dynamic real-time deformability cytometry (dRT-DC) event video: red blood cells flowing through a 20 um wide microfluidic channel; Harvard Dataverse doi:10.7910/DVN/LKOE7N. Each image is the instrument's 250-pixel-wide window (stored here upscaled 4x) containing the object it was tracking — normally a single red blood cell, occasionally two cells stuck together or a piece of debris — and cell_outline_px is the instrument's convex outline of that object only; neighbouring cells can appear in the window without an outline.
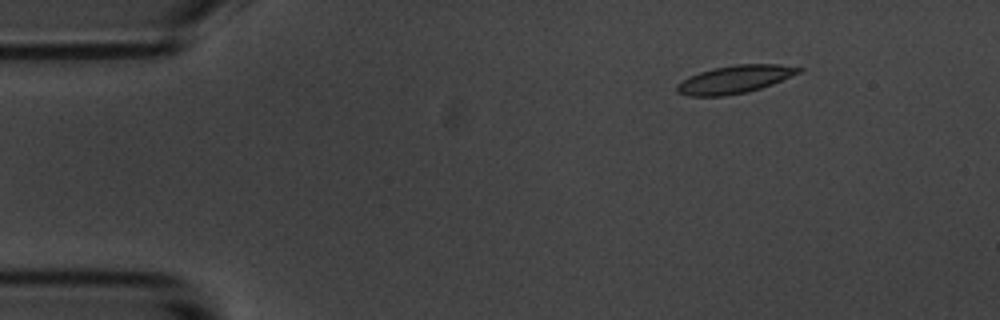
{"species": "common noctule bat (a hibernating species)", "species_latin": "Nyctalus noctula", "temperature_condition": "room temperature", "stored_images_in_passage": 52, "camera_frame_rate_fps": 3000, "um_per_image_px": 0.085, "animal": {"sex": "male", "body_mass_g": 20.1, "forearm_length_mm": 53.5}, "frame": {"image": 1, "passage_image": 3, "time_ms": 0.667, "image_size_px": [1000, 320], "cell_outline_px": [[804, 68], [800, 72], [772, 84], [748, 92], [724, 96], [688, 96], [676, 92], [676, 84], [688, 76], [712, 68], [736, 64], [776, 64]], "centroid_in_image_um": [62.4, 6.75], "position_along_channel_um": 22.6, "area_um2": 19.77}}
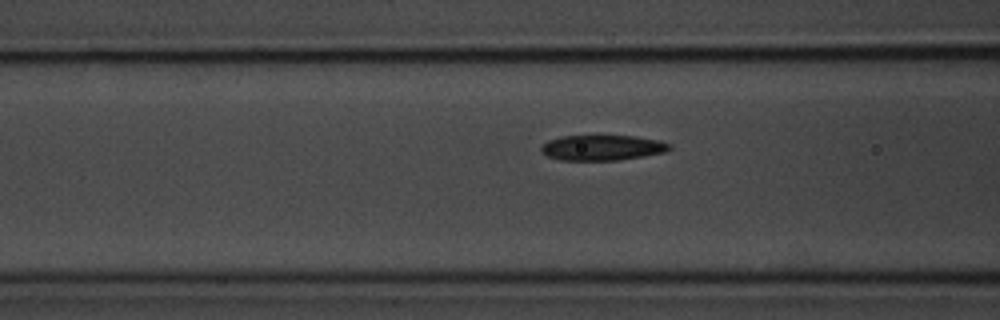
{"frame": {"image": 2, "passage_image": 17, "time_ms": 5.333, "image_size_px": [1000, 320], "cell_outline_px": [[672, 148], [664, 152], [616, 160], [560, 160], [548, 156], [540, 152], [540, 148], [548, 140], [560, 136], [636, 136], [660, 140], [672, 144]], "centroid_in_image_um": [51.18, 12.54], "position_along_channel_um": 115.4, "area_um2": 18.9}}
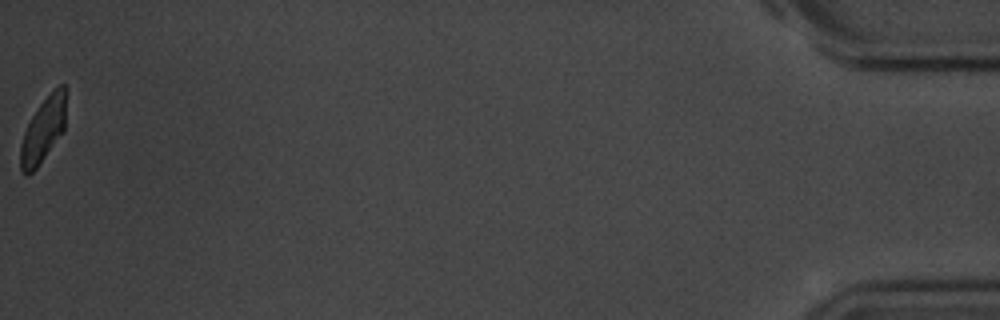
{"frame": {"image": 3, "passage_image": 52, "time_ms": 17.0, "image_size_px": [1000, 320], "cell_outline_px": [[68, 88], [64, 132], [36, 168], [28, 176], [24, 176], [20, 172], [20, 144], [24, 132], [32, 116], [40, 104], [60, 84], [64, 84]], "centroid_in_image_um": [3.7, 11.05], "position_along_channel_um": 431.5, "area_um2": 17.57}, "authors_computed_cell_mechanics": {"area_um2": 19.5364, "velocity_mm_per_s": 3.5578, "shape_relaxation_time_tau1_ms": 5.9353, "shape_relaxation_time_tau2_ms": 3.3798, "deformation_change_tau1": 0.1431, "deformation_change_tau2": 0.0885}}